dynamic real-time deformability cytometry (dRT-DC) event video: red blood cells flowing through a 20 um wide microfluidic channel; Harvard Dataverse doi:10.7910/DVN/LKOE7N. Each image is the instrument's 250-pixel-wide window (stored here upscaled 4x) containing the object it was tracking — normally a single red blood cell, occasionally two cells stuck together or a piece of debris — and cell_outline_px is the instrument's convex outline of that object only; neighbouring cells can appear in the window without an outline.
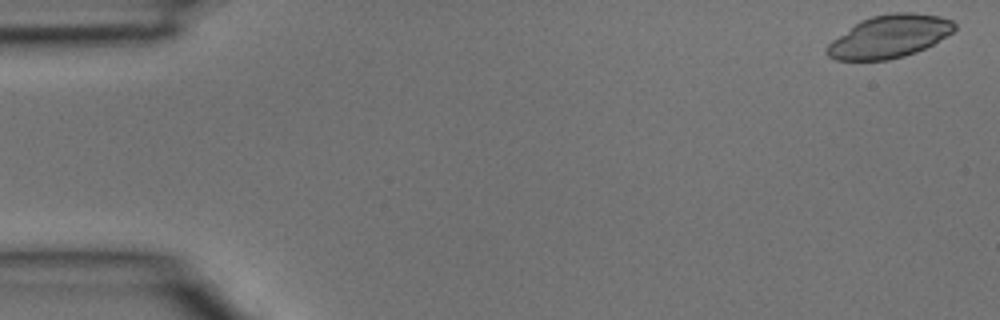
{"species": "common noctule bat (a hibernating species)", "species_latin": "Nyctalus noctula", "temperature_condition": "room temperature", "stored_images_in_passage": 22, "camera_frame_rate_fps": 3000, "um_per_image_px": 0.085, "animal": {"sex": "male", "body_mass_g": 15.6}, "frame": {"image": 1, "passage_image": 1, "time_ms": 0.0, "image_size_px": [1000, 320], "cell_outline_px": [[956, 28], [952, 32], [932, 44], [916, 52], [904, 56], [888, 60], [836, 60], [828, 56], [824, 52], [824, 48], [832, 40], [860, 20], [872, 16], [892, 12], [912, 12], [940, 16], [952, 20], [956, 24]], "centroid_in_image_um": [75.57, 3.1], "position_along_channel_um": 9.4, "area_um2": 31.79}}